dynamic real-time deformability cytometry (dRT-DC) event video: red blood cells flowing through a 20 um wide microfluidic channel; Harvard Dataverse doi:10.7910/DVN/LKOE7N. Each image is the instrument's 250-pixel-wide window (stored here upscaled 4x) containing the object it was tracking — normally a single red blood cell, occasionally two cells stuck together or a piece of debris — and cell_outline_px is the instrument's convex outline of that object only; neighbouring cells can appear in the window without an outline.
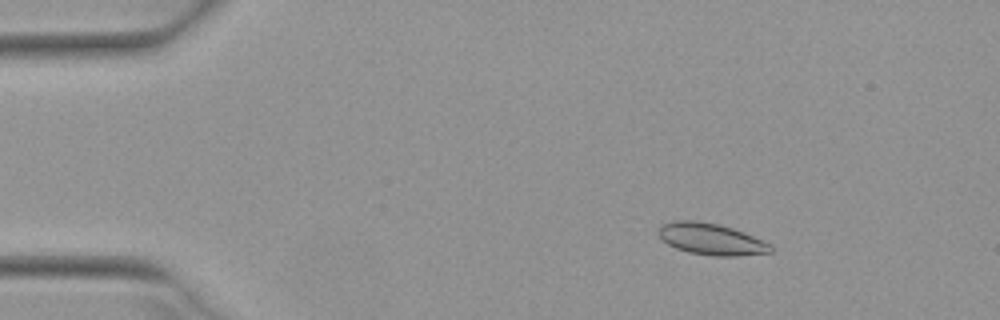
{"species": "Egyptian fruit bat (a non-hibernating species)", "species_latin": "Rousettus aegyptiacus", "temperature_condition": "warm", "stored_images_in_passage": 21, "camera_frame_rate_fps": 3000, "um_per_image_px": 0.085, "animal": {"sex": "female"}, "frame": {"image": 1, "passage_image": 8, "time_ms": 2.333, "image_size_px": [1000, 320], "cell_outline_px": [[772, 252], [736, 256], [712, 256], [688, 252], [676, 248], [660, 240], [660, 224], [676, 220], [700, 220], [720, 224], [744, 232], [772, 244]], "centroid_in_image_um": [60.45, 20.31], "position_along_channel_um": 24.6, "area_um2": 20.81}}
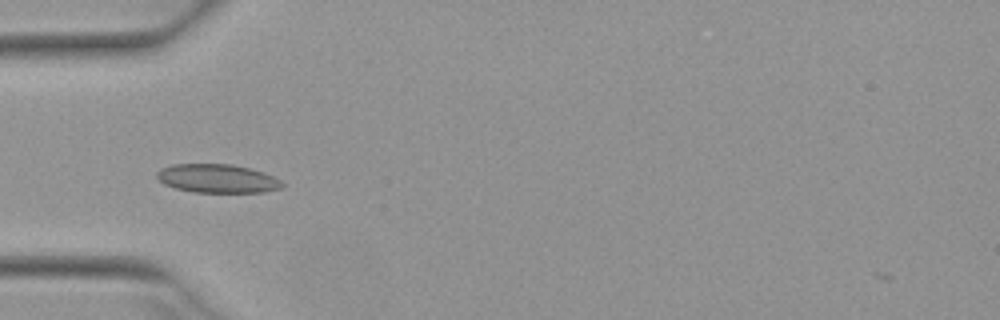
{"frame": {"image": 2, "passage_image": 17, "time_ms": 5.333, "image_size_px": [1000, 320], "cell_outline_px": [[284, 184], [280, 188], [264, 192], [192, 192], [176, 188], [164, 184], [156, 176], [156, 172], [160, 168], [172, 164], [232, 164], [264, 172], [280, 180]], "centroid_in_image_um": [18.45, 15.17], "position_along_channel_um": 66.6, "area_um2": 20.87}}
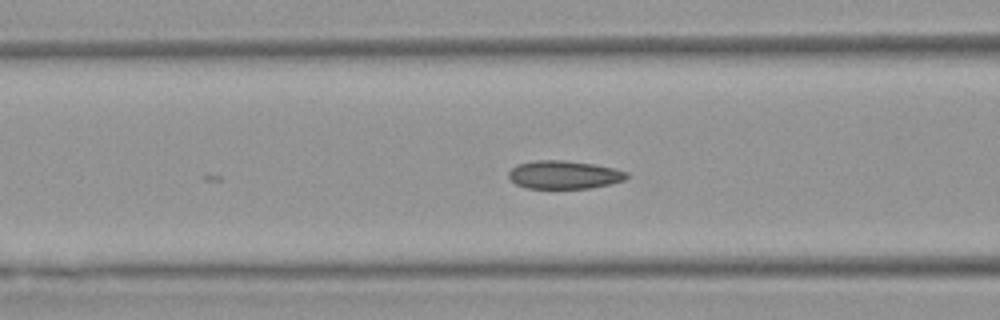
{"frame": {"image": 3, "passage_image": 21, "time_ms": 6.667, "image_size_px": [1000, 320], "cell_outline_px": [[628, 176], [624, 180], [608, 184], [588, 188], [524, 188], [516, 184], [508, 176], [508, 172], [516, 164], [536, 160], [564, 160], [596, 164], [628, 172]], "centroid_in_image_um": [47.91, 14.84], "position_along_channel_um": 118.7, "area_um2": 19.36}}